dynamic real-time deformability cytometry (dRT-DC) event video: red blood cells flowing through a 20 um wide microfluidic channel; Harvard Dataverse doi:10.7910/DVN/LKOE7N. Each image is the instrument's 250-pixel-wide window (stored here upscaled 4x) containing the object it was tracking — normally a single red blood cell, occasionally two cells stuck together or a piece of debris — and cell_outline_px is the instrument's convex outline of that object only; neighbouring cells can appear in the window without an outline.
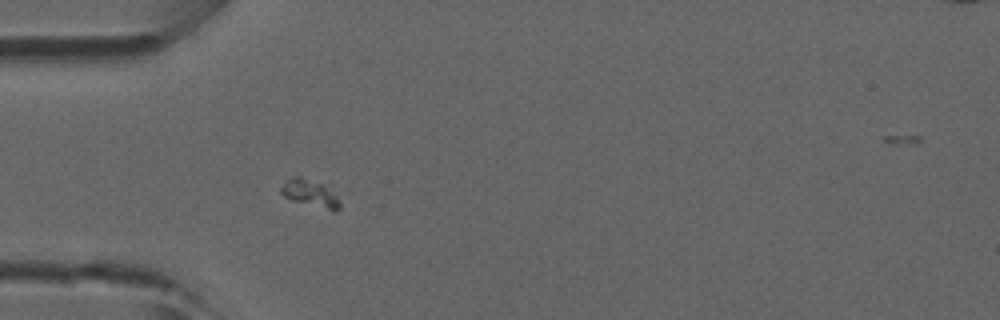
{"species": "common noctule bat (a hibernating species)", "species_latin": "Nyctalus noctula", "temperature_condition": "room temperature", "stored_images_in_passage": 25, "camera_frame_rate_fps": 3000, "um_per_image_px": 0.085, "animal": {"sex": "male", "forearm_length_mm": 52.5}, "frame": {"image": 1, "passage_image": 3, "time_ms": 0.667, "image_size_px": [1000, 320], "cell_outline_px": [[340, 208], [336, 212], [332, 212], [292, 200], [284, 196], [280, 192], [280, 188], [292, 176], [300, 176], [332, 184], [340, 204]], "centroid_in_image_um": [26.47, 16.41], "position_along_channel_um": 58.5, "area_um2": 10.0}}